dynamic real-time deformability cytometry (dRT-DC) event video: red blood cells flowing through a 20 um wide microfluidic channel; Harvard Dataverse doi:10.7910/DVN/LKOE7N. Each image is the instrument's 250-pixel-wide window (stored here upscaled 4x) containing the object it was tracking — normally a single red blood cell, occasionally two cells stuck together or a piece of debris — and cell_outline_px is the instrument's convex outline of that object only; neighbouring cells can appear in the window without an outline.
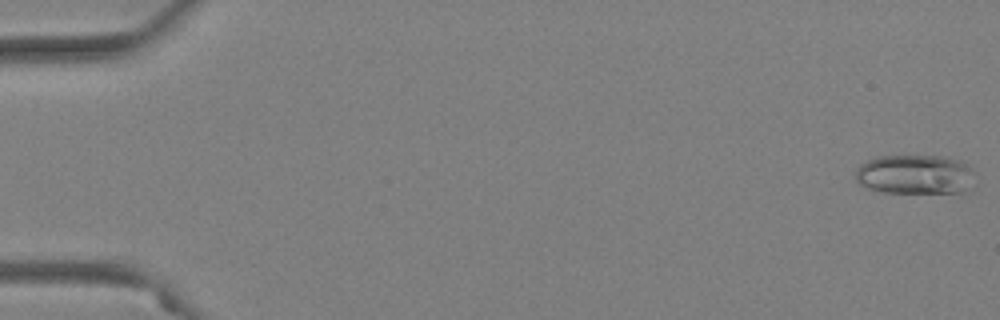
{"species": "Egyptian fruit bat (a non-hibernating species)", "species_latin": "Rousettus aegyptiacus", "temperature_condition": "warm", "stored_images_in_passage": 54, "camera_frame_rate_fps": 3000, "um_per_image_px": 0.085, "animal": {"sex": "female"}, "frame": {"image": 1, "passage_image": 1, "time_ms": 0.0, "image_size_px": [1000, 320], "cell_outline_px": [[972, 172], [964, 192], [960, 196], [884, 192], [868, 188], [860, 184], [856, 180], [856, 168], [860, 164], [876, 156], [948, 156], [960, 160], [968, 164]], "centroid_in_image_um": [77.78, 14.87], "position_along_channel_um": 7.2, "area_um2": 28.26}}
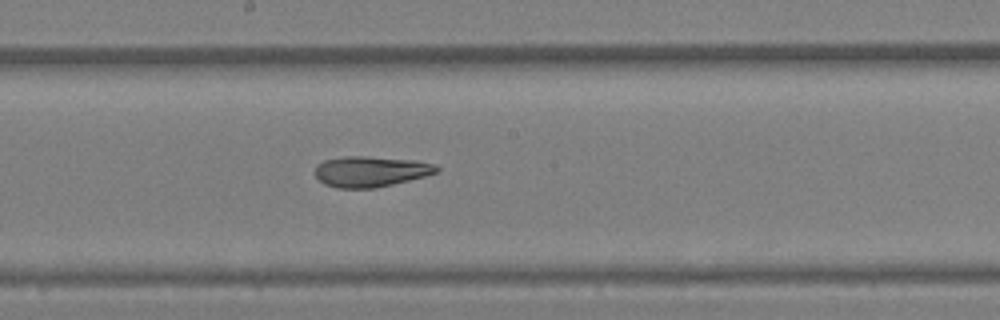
{"frame": {"image": 2, "passage_image": 30, "time_ms": 9.667, "image_size_px": [1000, 320], "cell_outline_px": [[440, 168], [436, 172], [424, 176], [376, 188], [336, 188], [324, 184], [316, 176], [316, 164], [324, 160], [344, 156], [364, 156], [416, 160], [436, 164]], "centroid_in_image_um": [31.49, 14.57], "position_along_channel_um": 216.7, "area_um2": 21.68}}
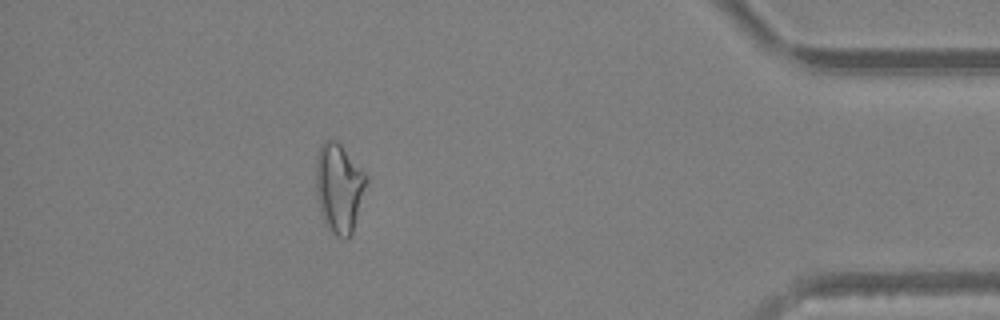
{"frame": {"image": 3, "passage_image": 48, "time_ms": 15.667, "image_size_px": [1000, 320], "cell_outline_px": [[368, 180], [352, 232], [348, 240], [344, 240], [336, 236], [324, 224], [320, 212], [316, 192], [316, 156], [320, 144], [324, 140], [336, 140], [340, 144], [368, 176]], "centroid_in_image_um": [28.8, 15.98], "position_along_channel_um": 406.4, "area_um2": 26.36}, "authors_computed_cell_mechanics": {"area_um2": 24.3049, "velocity_mm_per_s": 3.9157, "shape_relaxation_time_tau1_ms": null, "shape_relaxation_time_tau2_ms": 3.2603, "deformation_change_tau1": null, "deformation_change_tau2": 0.1144}}